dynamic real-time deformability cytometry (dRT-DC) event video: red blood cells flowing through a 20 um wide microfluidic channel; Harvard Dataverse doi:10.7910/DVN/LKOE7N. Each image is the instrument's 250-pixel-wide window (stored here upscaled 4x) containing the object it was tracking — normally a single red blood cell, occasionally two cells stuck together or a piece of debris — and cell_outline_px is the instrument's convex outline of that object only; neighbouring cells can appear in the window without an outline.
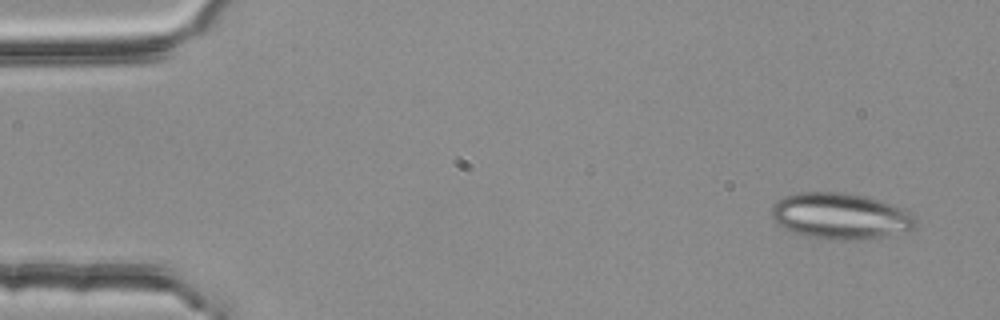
{"species": "common noctule bat (a hibernating species)", "species_latin": "Nyctalus noctula", "temperature_condition": "room temperature", "stored_images_in_passage": 3, "camera_frame_rate_fps": 3000, "um_per_image_px": 0.085, "animal": {"sex": "female", "body_mass_g": 25.1}, "frame": {"image": 1, "passage_image": 1, "time_ms": 0.0, "image_size_px": [1000, 320], "cell_outline_px": [[916, 224], [912, 228], [884, 236], [864, 240], [836, 240], [808, 236], [792, 232], [784, 228], [772, 216], [772, 204], [776, 200], [784, 196], [800, 192], [844, 192], [868, 196], [904, 208], [912, 212], [916, 220]], "centroid_in_image_um": [71.44, 18.35], "position_along_channel_um": 13.6, "area_um2": 38.84}}